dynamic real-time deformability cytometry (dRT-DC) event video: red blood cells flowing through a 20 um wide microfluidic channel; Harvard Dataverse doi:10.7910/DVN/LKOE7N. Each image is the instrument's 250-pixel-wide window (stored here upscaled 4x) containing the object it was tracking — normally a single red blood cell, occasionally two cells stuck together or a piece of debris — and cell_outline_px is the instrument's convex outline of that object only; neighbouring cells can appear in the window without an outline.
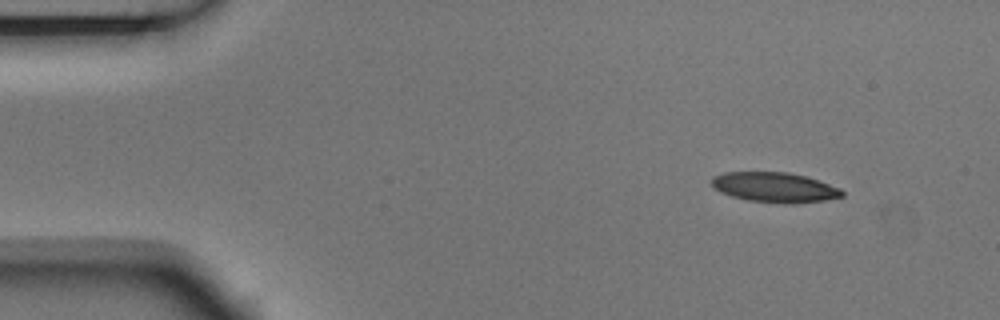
{"species": "Egyptian fruit bat (a non-hibernating species)", "species_latin": "Rousettus aegyptiacus", "temperature_condition": "room temperature", "stored_images_in_passage": 6, "camera_frame_rate_fps": 3000, "um_per_image_px": 0.085, "animal": {"sex": "male"}, "frame": {"image": 1, "passage_image": 1, "time_ms": 0.0, "image_size_px": [1000, 320], "cell_outline_px": [[844, 196], [824, 200], [792, 204], [784, 204], [748, 200], [732, 196], [720, 192], [712, 184], [712, 176], [724, 172], [788, 172], [804, 176], [840, 188], [844, 192]], "centroid_in_image_um": [65.84, 15.93], "position_along_channel_um": 19.2, "area_um2": 22.66}}
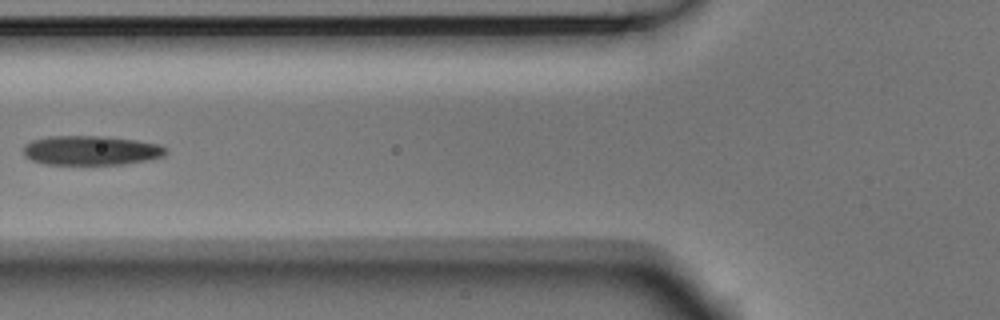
{"frame": {"image": 2, "passage_image": 5, "time_ms": 1.333, "image_size_px": [1000, 320], "cell_outline_px": [[168, 152], [164, 156], [124, 164], [44, 164], [32, 160], [24, 156], [24, 144], [32, 140], [48, 136], [104, 136], [136, 140], [160, 144], [168, 148]], "centroid_in_image_um": [7.74, 12.78], "position_along_channel_um": 118.1, "area_um2": 24.51}}
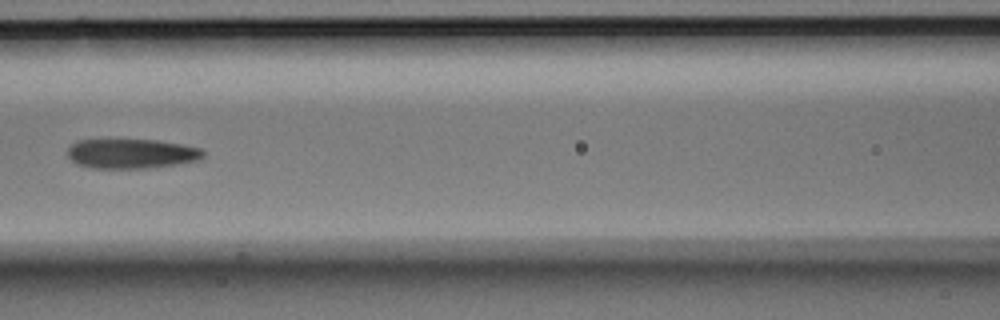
{"frame": {"image": 3, "passage_image": 6, "time_ms": 1.667, "image_size_px": [1000, 320], "cell_outline_px": [[204, 156], [200, 160], [176, 164], [148, 168], [92, 168], [76, 164], [68, 156], [68, 148], [76, 140], [156, 140], [180, 144], [200, 148], [204, 152]], "centroid_in_image_um": [11.16, 13.06], "position_along_channel_um": 155.4, "area_um2": 23.35}}